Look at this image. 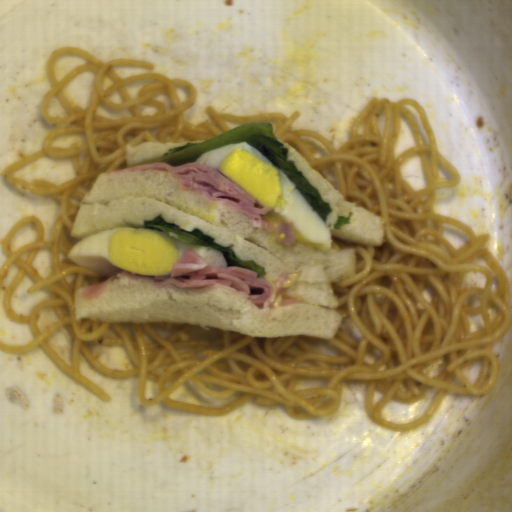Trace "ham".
<instances>
[{
	"label": "ham",
	"mask_w": 512,
	"mask_h": 512,
	"mask_svg": "<svg viewBox=\"0 0 512 512\" xmlns=\"http://www.w3.org/2000/svg\"><path fill=\"white\" fill-rule=\"evenodd\" d=\"M259 272L244 266L230 265L227 268L209 267L206 260L189 247L182 252L178 262H174L170 275L141 276L128 271H121L103 278L96 284L85 286L80 298L90 299L100 296L103 290L114 279L128 277L133 280H153L156 289L174 284L179 289H203L215 284L233 288L236 292L245 293L251 303L263 309L264 303L273 294L274 285Z\"/></svg>",
	"instance_id": "37f43c06"
},
{
	"label": "ham",
	"mask_w": 512,
	"mask_h": 512,
	"mask_svg": "<svg viewBox=\"0 0 512 512\" xmlns=\"http://www.w3.org/2000/svg\"><path fill=\"white\" fill-rule=\"evenodd\" d=\"M130 170L169 171L179 181L183 189L197 191L208 200L224 203L247 217L252 224L265 228L271 234L275 228L261 216L269 213L272 209L267 206L264 208H255L254 204L256 199L250 193L211 165L199 164L196 161H192L184 166H171L168 163L160 161L137 164L114 171Z\"/></svg>",
	"instance_id": "09b19980"
},
{
	"label": "ham",
	"mask_w": 512,
	"mask_h": 512,
	"mask_svg": "<svg viewBox=\"0 0 512 512\" xmlns=\"http://www.w3.org/2000/svg\"><path fill=\"white\" fill-rule=\"evenodd\" d=\"M275 239L282 246H293L295 242V227L291 222L281 221L276 226Z\"/></svg>",
	"instance_id": "d13d27c6"
},
{
	"label": "ham",
	"mask_w": 512,
	"mask_h": 512,
	"mask_svg": "<svg viewBox=\"0 0 512 512\" xmlns=\"http://www.w3.org/2000/svg\"><path fill=\"white\" fill-rule=\"evenodd\" d=\"M289 276H290L289 273L280 274V276L275 284L277 294L282 295V305L281 306H286L288 304L305 303V301L303 299L288 298L283 294L288 288H285L282 286L284 285L285 282H287Z\"/></svg>",
	"instance_id": "4e895bc4"
}]
</instances>
